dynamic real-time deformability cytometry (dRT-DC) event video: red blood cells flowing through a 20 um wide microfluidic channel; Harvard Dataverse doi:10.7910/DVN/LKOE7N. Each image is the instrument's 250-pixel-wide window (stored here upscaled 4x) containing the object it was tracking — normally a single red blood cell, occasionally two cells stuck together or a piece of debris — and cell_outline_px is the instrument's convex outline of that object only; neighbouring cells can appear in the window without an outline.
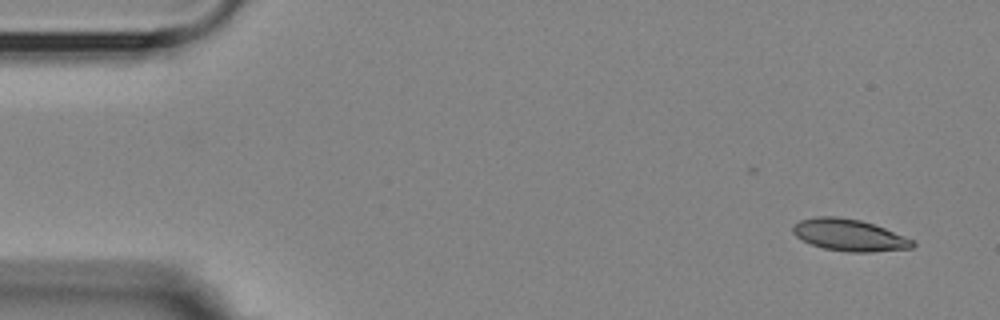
{"species": "Egyptian fruit bat (a non-hibernating species)", "species_latin": "Rousettus aegyptiacus", "temperature_condition": "room temperature", "stored_images_in_passage": 3, "camera_frame_rate_fps": 3000, "um_per_image_px": 0.085, "animal": {"sex": "female"}, "frame": {"image": 1, "passage_image": 1, "time_ms": 0.0, "image_size_px": [1000, 320], "cell_outline_px": [[916, 244], [912, 248], [872, 252], [848, 252], [824, 248], [812, 244], [796, 236], [792, 232], [792, 228], [800, 220], [816, 216], [836, 216], [860, 220], [884, 228], [904, 236], [912, 240]], "centroid_in_image_um": [72.18, 19.98], "position_along_channel_um": 12.8, "area_um2": 21.96}}